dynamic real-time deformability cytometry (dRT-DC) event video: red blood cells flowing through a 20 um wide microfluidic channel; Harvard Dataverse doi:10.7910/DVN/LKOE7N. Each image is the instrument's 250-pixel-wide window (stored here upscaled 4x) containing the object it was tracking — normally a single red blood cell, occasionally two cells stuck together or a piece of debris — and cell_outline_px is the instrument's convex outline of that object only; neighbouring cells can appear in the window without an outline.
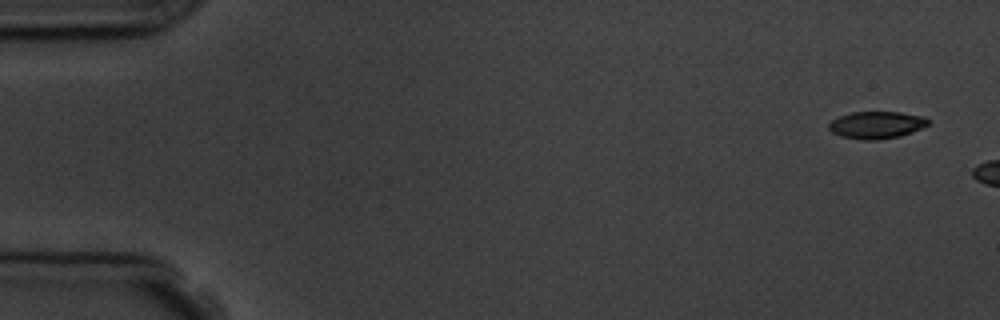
{"species": "common noctule bat (a hibernating species)", "species_latin": "Nyctalus noctula", "temperature_condition": "room temperature", "stored_images_in_passage": 3, "camera_frame_rate_fps": 3000, "um_per_image_px": 0.085, "animal": {"sex": "male", "body_mass_g": 19.5, "forearm_length_mm": 54.6}, "frame": {"image": 1, "passage_image": 1, "time_ms": 0.0, "image_size_px": [1000, 320], "cell_outline_px": [[928, 124], [912, 132], [900, 136], [876, 140], [864, 140], [840, 136], [832, 132], [828, 128], [828, 124], [832, 120], [840, 116], [852, 112], [900, 112], [924, 116], [928, 120]], "centroid_in_image_um": [74.48, 10.62], "position_along_channel_um": 10.5, "area_um2": 15.66}}